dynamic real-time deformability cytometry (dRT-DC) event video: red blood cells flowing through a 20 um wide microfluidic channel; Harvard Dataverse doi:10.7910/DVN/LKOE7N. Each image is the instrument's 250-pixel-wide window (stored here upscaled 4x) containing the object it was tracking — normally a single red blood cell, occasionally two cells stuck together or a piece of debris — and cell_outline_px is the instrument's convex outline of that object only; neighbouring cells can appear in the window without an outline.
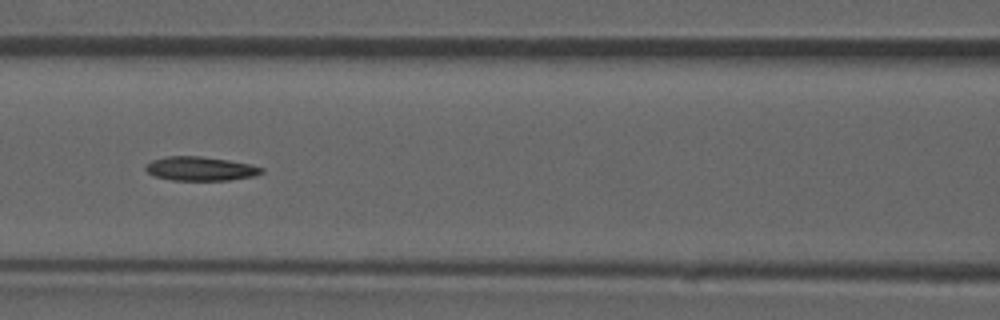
{"species": "common noctule bat (a hibernating species)", "species_latin": "Nyctalus noctula", "temperature_condition": "room temperature", "stored_images_in_passage": 53, "camera_frame_rate_fps": 3000, "um_per_image_px": 0.085, "animal": {"sex": "male", "forearm_length_mm": 52.5}, "frame": {"image": 1, "passage_image": 23, "time_ms": 7.333, "image_size_px": [1000, 320], "cell_outline_px": [[264, 172], [252, 176], [228, 180], [172, 180], [152, 176], [144, 168], [152, 160], [168, 156], [200, 156], [228, 160], [248, 164], [264, 168]], "centroid_in_image_um": [17.01, 14.34], "position_along_channel_um": 149.6, "area_um2": 16.07}}